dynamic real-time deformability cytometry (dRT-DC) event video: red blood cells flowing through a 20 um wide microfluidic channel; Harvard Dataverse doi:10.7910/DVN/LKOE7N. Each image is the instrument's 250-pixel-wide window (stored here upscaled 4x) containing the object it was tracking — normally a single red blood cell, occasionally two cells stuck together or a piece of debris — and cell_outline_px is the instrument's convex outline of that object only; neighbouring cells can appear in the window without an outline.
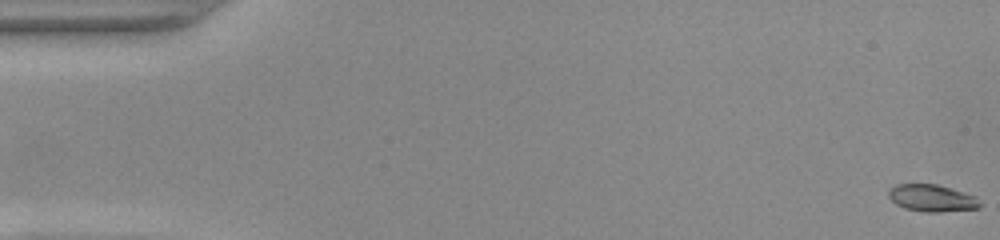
{"species": "common noctule bat (a hibernating species)", "species_latin": "Nyctalus noctula", "temperature_condition": "warm", "stored_images_in_passage": 53, "camera_frame_rate_fps": 3000, "um_per_image_px": 0.085, "animal": {"sex": "female", "body_mass_g": 22.0, "forearm_length_mm": 56.7}, "frame": {"image": 1, "passage_image": 1, "time_ms": 0.0, "image_size_px": [1000, 240], "cell_outline_px": [[984, 204], [980, 208], [940, 212], [924, 212], [904, 208], [896, 204], [888, 196], [888, 192], [896, 184], [936, 184], [964, 192], [976, 196]], "centroid_in_image_um": [79.26, 16.85], "position_along_channel_um": 5.7, "area_um2": 14.51}}
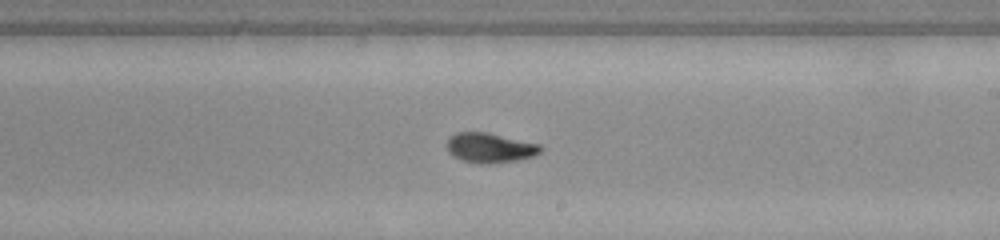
{"frame": {"image": 2, "passage_image": 31, "time_ms": 10.0, "image_size_px": [1000, 240], "cell_outline_px": [[544, 148], [540, 152], [532, 156], [516, 160], [488, 164], [480, 164], [460, 160], [452, 156], [448, 152], [448, 136], [456, 132], [488, 132], [540, 144]], "centroid_in_image_um": [41.62, 12.56], "position_along_channel_um": 247.4, "area_um2": 16.42}}
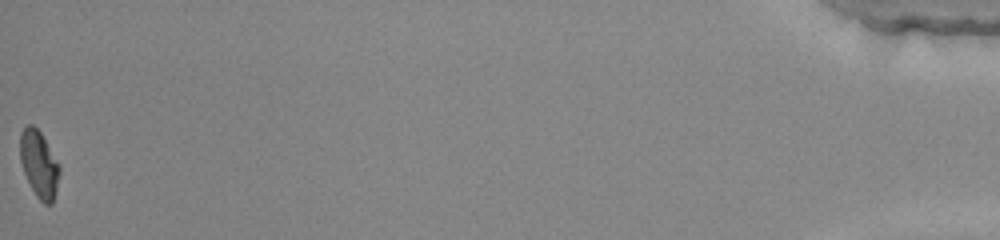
{"frame": {"image": 3, "passage_image": 53, "time_ms": 17.333, "image_size_px": [1000, 240], "cell_outline_px": [[60, 172], [52, 204], [44, 204], [36, 196], [24, 172], [20, 160], [20, 132], [28, 124], [32, 124], [40, 132], [60, 164]], "centroid_in_image_um": [3.32, 13.94], "position_along_channel_um": 431.9, "area_um2": 15.2}, "authors_computed_cell_mechanics": {"area_um2": 15.7216, "velocity_mm_per_s": 3.9272, "shape_relaxation_time_tau1_ms": 8.8672, "shape_relaxation_time_tau2_ms": 1.3382, "deformation_change_tau1": 0.2964, "deformation_change_tau2": 0.0522}}